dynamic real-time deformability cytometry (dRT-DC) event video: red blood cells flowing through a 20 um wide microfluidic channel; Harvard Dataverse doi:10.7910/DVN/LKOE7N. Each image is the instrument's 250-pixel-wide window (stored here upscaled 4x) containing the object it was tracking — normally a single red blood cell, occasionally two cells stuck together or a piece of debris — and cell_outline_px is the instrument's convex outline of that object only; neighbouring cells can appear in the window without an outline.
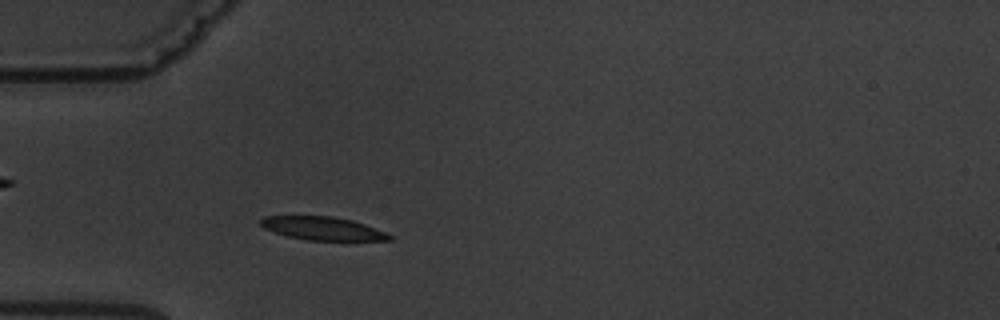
{"species": "common noctule bat (a hibernating species)", "species_latin": "Nyctalus noctula", "temperature_condition": "warm", "stored_images_in_passage": 2, "camera_frame_rate_fps": 3000, "um_per_image_px": 0.085, "animal": {"sex": "male", "body_mass_g": 19.5, "forearm_length_mm": 54.6}, "frame": {"image": 1, "passage_image": 2, "time_ms": 1.333, "image_size_px": [1000, 320], "cell_outline_px": [[392, 240], [308, 240], [288, 236], [264, 228], [260, 224], [260, 220], [264, 216], [332, 216], [352, 220], [364, 224], [384, 232], [392, 236]], "centroid_in_image_um": [27.41, 19.41], "position_along_channel_um": 57.6, "area_um2": 17.17}}